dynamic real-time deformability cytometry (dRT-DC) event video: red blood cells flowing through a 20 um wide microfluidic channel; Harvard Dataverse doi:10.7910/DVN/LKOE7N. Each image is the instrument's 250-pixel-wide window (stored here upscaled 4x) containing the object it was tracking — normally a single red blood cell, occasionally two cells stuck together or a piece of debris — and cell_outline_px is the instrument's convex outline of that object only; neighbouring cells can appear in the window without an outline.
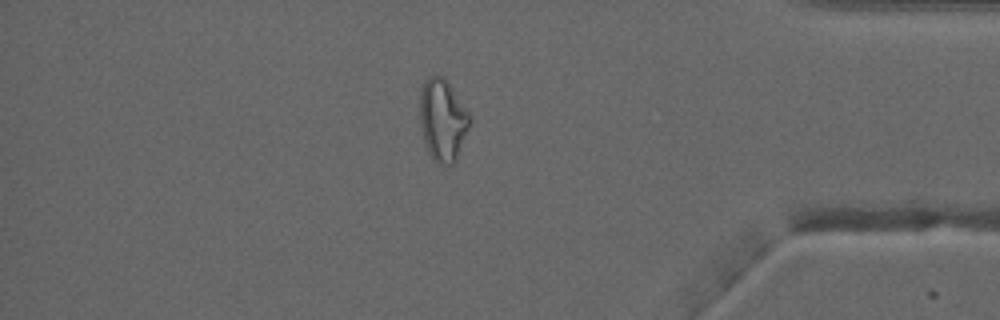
{"species": "common noctule bat (a hibernating species)", "species_latin": "Nyctalus noctula", "temperature_condition": "warm", "stored_images_in_passage": 51, "camera_frame_rate_fps": 3000, "um_per_image_px": 0.085, "animal": {"sex": "male", "forearm_length_mm": 52.5}, "frame": {"image": 1, "passage_image": 44, "time_ms": 14.333, "image_size_px": [1000, 320], "cell_outline_px": [[472, 120], [456, 160], [452, 164], [440, 164], [432, 160], [428, 152], [424, 140], [420, 124], [420, 92], [424, 80], [428, 76], [444, 76], [472, 116]], "centroid_in_image_um": [37.63, 10.19], "position_along_channel_um": 397.6, "area_um2": 24.04}, "authors_computed_cell_mechanics": {"area_um2": 25.432, "velocity_mm_per_s": 4.0707, "shape_relaxation_time_tau1_ms": null, "shape_relaxation_time_tau2_ms": 1.5472, "deformation_change_tau1": null, "deformation_change_tau2": 0.11}}